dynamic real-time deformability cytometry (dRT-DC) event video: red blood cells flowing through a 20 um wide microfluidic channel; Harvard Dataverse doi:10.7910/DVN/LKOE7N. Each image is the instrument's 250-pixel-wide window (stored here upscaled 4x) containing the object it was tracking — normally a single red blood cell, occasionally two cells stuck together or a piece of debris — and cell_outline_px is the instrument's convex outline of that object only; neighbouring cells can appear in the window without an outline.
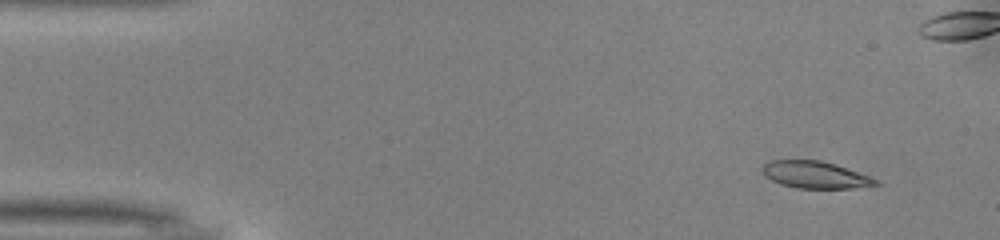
{"species": "common noctule bat (a hibernating species)", "species_latin": "Nyctalus noctula", "temperature_condition": "warm", "stored_images_in_passage": 14, "camera_frame_rate_fps": 3000, "um_per_image_px": 0.085, "animal": {"sex": "male", "body_mass_g": 13.0, "forearm_length_mm": 53.1}, "frame": {"image": 1, "passage_image": 3, "time_ms": 0.667, "image_size_px": [1000, 240], "cell_outline_px": [[880, 184], [852, 188], [796, 188], [780, 184], [764, 176], [764, 164], [772, 160], [820, 160], [836, 164], [880, 180]], "centroid_in_image_um": [69.32, 14.86], "position_along_channel_um": 15.7, "area_um2": 17.74}}